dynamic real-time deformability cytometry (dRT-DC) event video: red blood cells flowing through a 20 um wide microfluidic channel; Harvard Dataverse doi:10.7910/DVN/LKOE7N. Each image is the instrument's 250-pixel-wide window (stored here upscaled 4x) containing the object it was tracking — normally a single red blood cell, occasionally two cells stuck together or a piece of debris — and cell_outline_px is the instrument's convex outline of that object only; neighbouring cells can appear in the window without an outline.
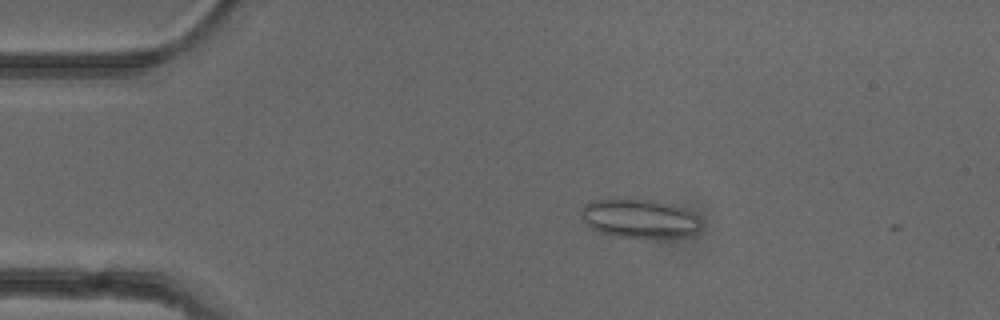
{"species": "common noctule bat (a hibernating species)", "species_latin": "Nyctalus noctula", "temperature_condition": "cold", "stored_images_in_passage": 5, "camera_frame_rate_fps": 3000, "um_per_image_px": 0.085, "animal": {"sex": "female"}, "frame": {"image": 1, "passage_image": 3, "time_ms": 0.667, "image_size_px": [1000, 320], "cell_outline_px": [[700, 228], [696, 232], [688, 236], [616, 236], [600, 232], [592, 228], [580, 216], [580, 208], [584, 204], [592, 200], [616, 196], [656, 200], [672, 204], [684, 208], [692, 212], [700, 220]], "centroid_in_image_um": [54.3, 18.49], "position_along_channel_um": 30.7, "area_um2": 27.51}}